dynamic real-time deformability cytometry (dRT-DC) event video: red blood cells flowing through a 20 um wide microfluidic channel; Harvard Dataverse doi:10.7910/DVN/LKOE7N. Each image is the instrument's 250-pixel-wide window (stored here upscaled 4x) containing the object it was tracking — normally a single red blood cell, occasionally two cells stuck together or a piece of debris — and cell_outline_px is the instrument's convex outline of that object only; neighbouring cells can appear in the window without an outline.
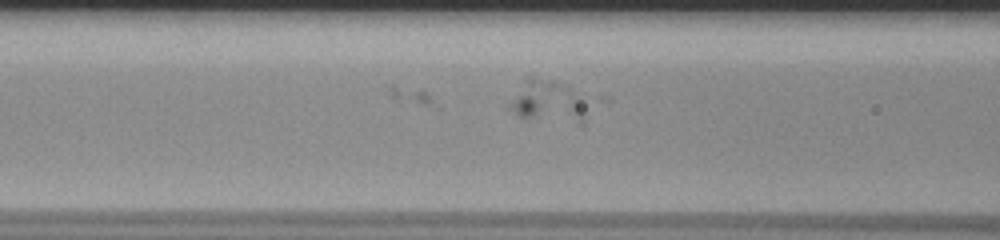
{"species": "human", "species_latin": "Homo sapiens", "temperature_condition": "room temperature", "stored_images_in_passage": 38, "camera_frame_rate_fps": 3000, "um_per_image_px": 0.085, "donor": {"sex": "male"}, "frame": {"image": 1, "passage_image": 6, "time_ms": 1.667, "image_size_px": [1000, 240], "cell_outline_px": [[584, 124], [580, 124], [520, 116], [508, 108], [508, 104], [528, 76], [532, 76], [552, 80], [568, 84], [584, 96]], "centroid_in_image_um": [46.62, 8.6], "position_along_channel_um": 120.0, "area_um2": 18.96}}